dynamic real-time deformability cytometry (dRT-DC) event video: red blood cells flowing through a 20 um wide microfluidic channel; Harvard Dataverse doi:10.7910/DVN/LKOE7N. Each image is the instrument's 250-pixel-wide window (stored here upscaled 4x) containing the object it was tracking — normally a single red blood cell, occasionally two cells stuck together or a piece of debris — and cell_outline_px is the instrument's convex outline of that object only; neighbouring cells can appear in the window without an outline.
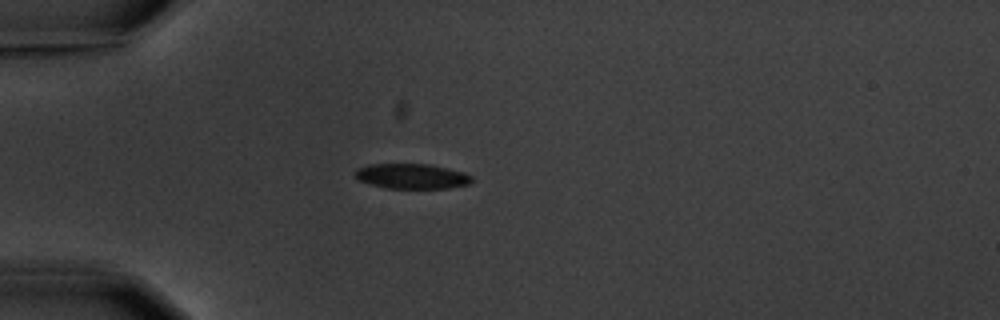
{"species": "common noctule bat (a hibernating species)", "species_latin": "Nyctalus noctula", "temperature_condition": "warm", "stored_images_in_passage": 1, "camera_frame_rate_fps": 3000, "um_per_image_px": 0.085, "animal": {"sex": "male", "body_mass_g": 20.1, "forearm_length_mm": 53.5}, "frame": {"image": 1, "passage_image": 1, "time_ms": 0.0, "image_size_px": [1000, 320], "cell_outline_px": [[472, 180], [468, 184], [448, 188], [384, 188], [360, 180], [356, 176], [356, 168], [368, 164], [428, 164], [448, 168], [464, 172], [472, 176]], "centroid_in_image_um": [35.01, 14.97], "position_along_channel_um": 50.0, "area_um2": 16.94}}